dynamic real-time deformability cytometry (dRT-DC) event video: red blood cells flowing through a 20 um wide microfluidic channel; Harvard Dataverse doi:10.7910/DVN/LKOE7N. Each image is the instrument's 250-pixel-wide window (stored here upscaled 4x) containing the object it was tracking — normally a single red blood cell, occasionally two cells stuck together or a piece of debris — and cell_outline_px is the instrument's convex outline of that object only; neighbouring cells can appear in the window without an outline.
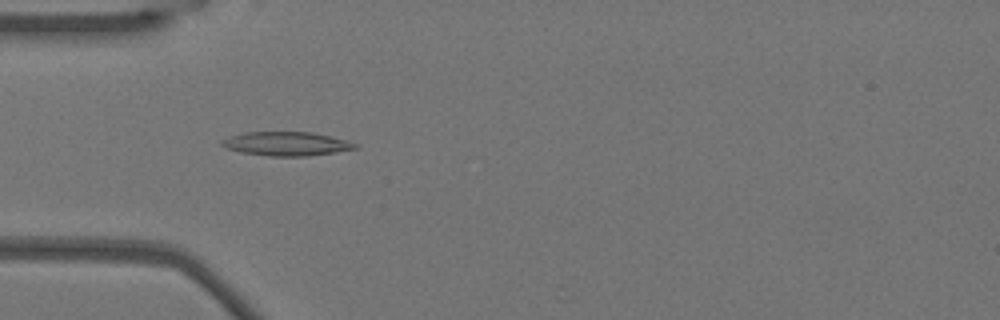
{"species": "Egyptian fruit bat (a non-hibernating species)", "species_latin": "Rousettus aegyptiacus", "temperature_condition": "warm", "stored_images_in_passage": 18, "camera_frame_rate_fps": 3000, "um_per_image_px": 0.085, "animal": {"sex": "female"}, "frame": {"image": 1, "passage_image": 15, "time_ms": 4.667, "image_size_px": [1000, 320], "cell_outline_px": [[360, 148], [336, 152], [308, 156], [268, 156], [240, 152], [224, 148], [220, 144], [220, 140], [244, 132], [312, 132], [348, 140], [360, 144]], "centroid_in_image_um": [24.38, 12.22], "position_along_channel_um": 60.6, "area_um2": 18.84}}